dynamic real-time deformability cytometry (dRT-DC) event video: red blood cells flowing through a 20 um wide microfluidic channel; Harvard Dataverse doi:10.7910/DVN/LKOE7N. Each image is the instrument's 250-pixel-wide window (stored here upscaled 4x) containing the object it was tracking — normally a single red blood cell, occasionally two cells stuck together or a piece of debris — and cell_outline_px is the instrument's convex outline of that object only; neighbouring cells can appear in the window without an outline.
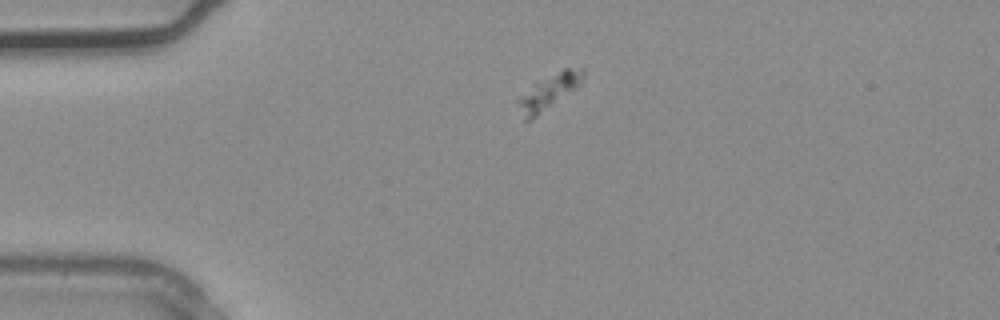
{"species": "common noctule bat (a hibernating species)", "species_latin": "Nyctalus noctula", "temperature_condition": "warm", "stored_images_in_passage": 2, "camera_frame_rate_fps": 3000, "um_per_image_px": 0.085, "animal": {"sex": "male", "body_mass_g": 20.4}, "frame": {"image": 1, "passage_image": 1, "time_ms": 0.0, "image_size_px": [1000, 320], "cell_outline_px": [[584, 76], [572, 88], [536, 116], [528, 120], [524, 120], [516, 100], [536, 84], [564, 68], [568, 68], [584, 72]], "centroid_in_image_um": [46.56, 7.83], "position_along_channel_um": 38.4, "area_um2": 11.56}}
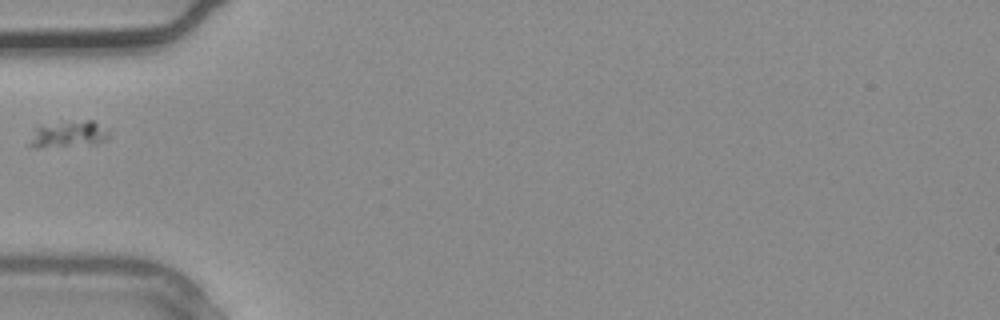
{"frame": {"image": 2, "passage_image": 2, "time_ms": 0.333, "image_size_px": [1000, 320], "cell_outline_px": [[108, 136], [104, 140], [96, 144], [40, 148], [36, 148], [28, 144], [36, 128], [88, 120], [92, 120], [108, 132]], "centroid_in_image_um": [5.83, 11.47], "position_along_channel_um": 79.2, "area_um2": 11.5}}